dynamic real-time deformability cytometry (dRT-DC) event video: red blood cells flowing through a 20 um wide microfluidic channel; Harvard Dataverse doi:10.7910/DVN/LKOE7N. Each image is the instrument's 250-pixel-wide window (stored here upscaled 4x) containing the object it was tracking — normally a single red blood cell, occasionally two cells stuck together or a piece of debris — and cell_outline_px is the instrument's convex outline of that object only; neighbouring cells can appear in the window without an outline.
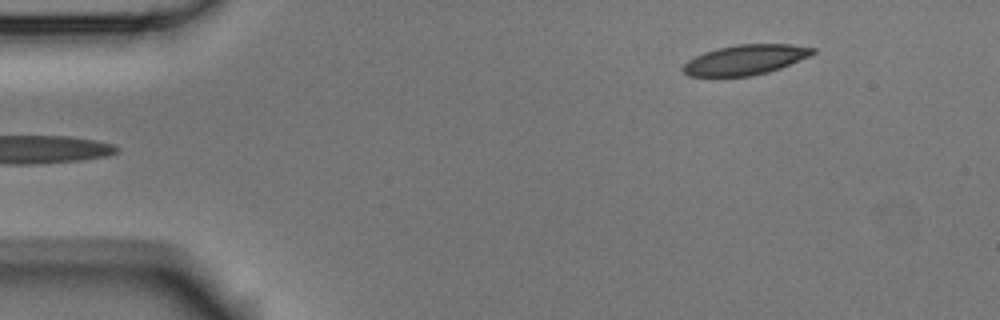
{"species": "Egyptian fruit bat (a non-hibernating species)", "species_latin": "Rousettus aegyptiacus", "temperature_condition": "room temperature", "stored_images_in_passage": 5, "segment_of_instrument_passage": [2, 2], "camera_frame_rate_fps": 3000, "um_per_image_px": 0.085, "animal": {"sex": "male"}, "frame": {"image": 1, "passage_image": 5, "time_ms": 1.333, "image_size_px": [1000, 320], "cell_outline_px": [[816, 52], [812, 56], [780, 68], [768, 72], [752, 76], [688, 76], [684, 72], [684, 64], [688, 60], [704, 52], [716, 48], [740, 44], [792, 44], [816, 48]], "centroid_in_image_um": [63.42, 5.07], "position_along_channel_um": 21.6, "area_um2": 22.72}}